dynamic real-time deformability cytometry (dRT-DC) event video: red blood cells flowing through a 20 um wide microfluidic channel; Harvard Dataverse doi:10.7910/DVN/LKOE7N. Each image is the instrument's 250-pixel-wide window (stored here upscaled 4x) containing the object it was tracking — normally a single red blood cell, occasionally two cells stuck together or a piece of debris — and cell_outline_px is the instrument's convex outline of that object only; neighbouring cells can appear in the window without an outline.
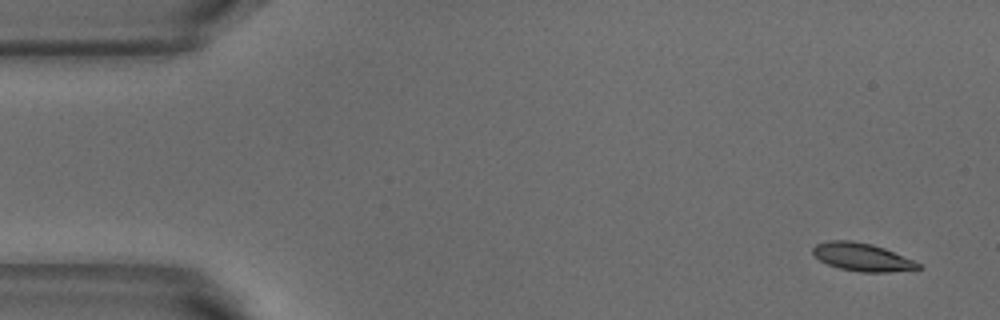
{"species": "common noctule bat (a hibernating species)", "species_latin": "Nyctalus noctula", "temperature_condition": "warm", "stored_images_in_passage": 4, "camera_frame_rate_fps": 3000, "um_per_image_px": 0.085, "animal": {"sex": "male", "body_mass_g": 18.8}, "frame": {"image": 1, "passage_image": 1, "time_ms": 0.0, "image_size_px": [1000, 320], "cell_outline_px": [[924, 268], [888, 272], [860, 272], [840, 268], [828, 264], [820, 260], [812, 252], [812, 248], [816, 244], [828, 240], [852, 240], [872, 244], [884, 248], [912, 260], [920, 264]], "centroid_in_image_um": [73.26, 21.84], "position_along_channel_um": 11.7, "area_um2": 17.05}}
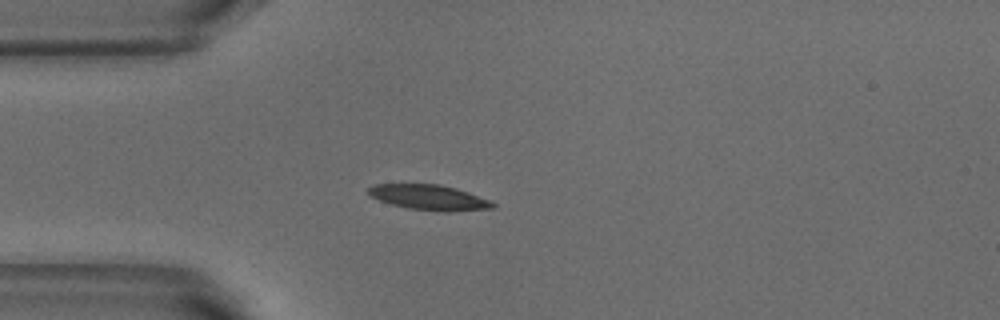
{"frame": {"image": 2, "passage_image": 4, "time_ms": 1.0, "image_size_px": [1000, 320], "cell_outline_px": [[496, 208], [448, 212], [444, 212], [408, 208], [392, 204], [380, 200], [372, 196], [368, 192], [368, 188], [372, 184], [440, 184], [456, 188], [468, 192], [488, 200], [496, 204]], "centroid_in_image_um": [36.5, 16.78], "position_along_channel_um": 48.5, "area_um2": 18.21}}